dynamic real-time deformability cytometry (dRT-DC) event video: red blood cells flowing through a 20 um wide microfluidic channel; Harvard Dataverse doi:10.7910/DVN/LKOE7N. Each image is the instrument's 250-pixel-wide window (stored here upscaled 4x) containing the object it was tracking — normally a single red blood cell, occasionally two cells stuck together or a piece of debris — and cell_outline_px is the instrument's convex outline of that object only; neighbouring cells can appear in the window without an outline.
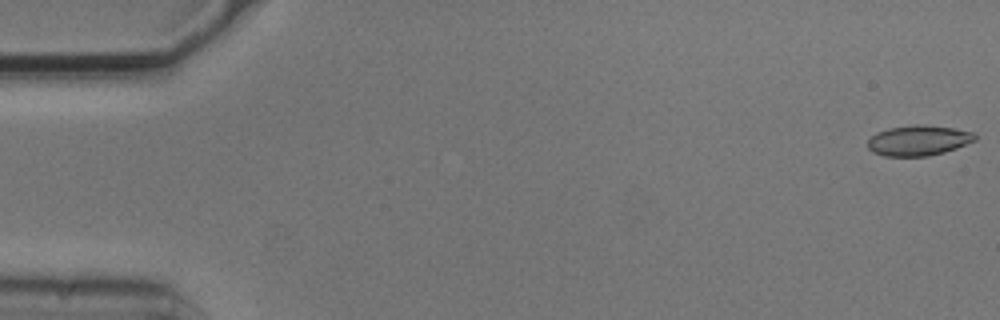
{"species": "common noctule bat (a hibernating species)", "species_latin": "Nyctalus noctula", "temperature_condition": "cold", "stored_images_in_passage": 5, "camera_frame_rate_fps": 3000, "um_per_image_px": 0.085, "animal": {"sex": "male", "body_mass_g": 20.5, "forearm_length_mm": 52.5}, "frame": {"image": 1, "passage_image": 1, "time_ms": 0.0, "image_size_px": [1000, 320], "cell_outline_px": [[976, 140], [956, 148], [944, 152], [928, 156], [884, 156], [872, 152], [868, 148], [868, 140], [876, 132], [888, 128], [916, 124], [924, 124], [952, 128], [972, 132], [976, 136]], "centroid_in_image_um": [78.04, 11.94], "position_along_channel_um": 7.0, "area_um2": 18.96}}
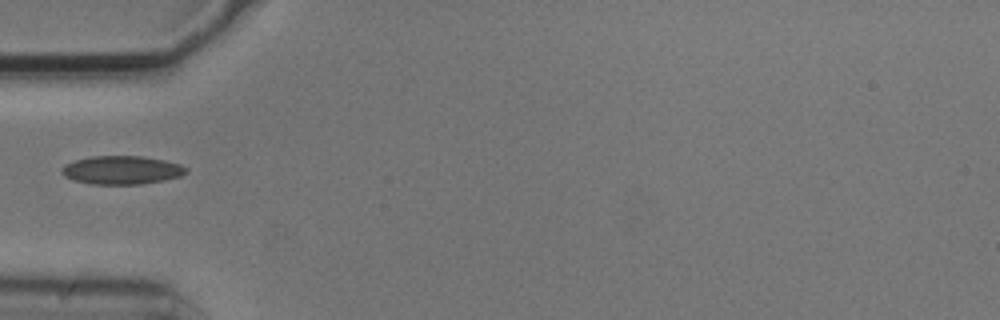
{"frame": {"image": 2, "passage_image": 4, "time_ms": 1.0, "image_size_px": [1000, 320], "cell_outline_px": [[188, 172], [180, 176], [164, 180], [140, 184], [92, 184], [72, 180], [64, 176], [60, 172], [60, 168], [64, 164], [76, 160], [92, 156], [144, 156], [164, 160], [180, 164], [188, 168]], "centroid_in_image_um": [10.33, 14.45], "position_along_channel_um": 74.7, "area_um2": 20.75}}
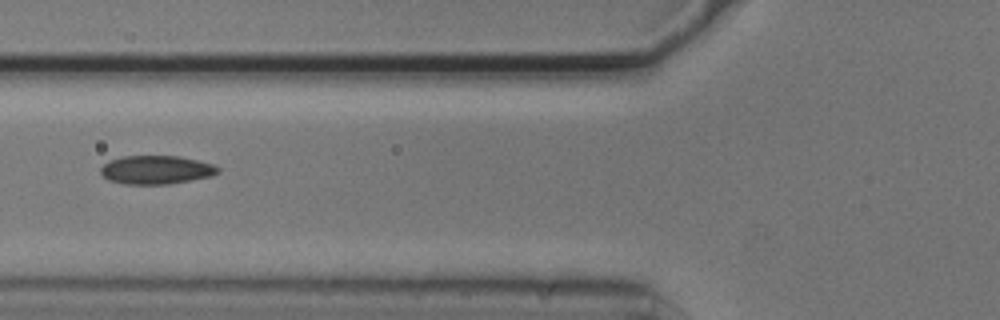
{"frame": {"image": 3, "passage_image": 5, "time_ms": 1.333, "image_size_px": [1000, 320], "cell_outline_px": [[220, 172], [212, 176], [168, 184], [124, 184], [108, 180], [100, 172], [100, 168], [108, 160], [124, 156], [180, 156], [212, 164], [220, 168]], "centroid_in_image_um": [13.27, 14.43], "position_along_channel_um": 112.5, "area_um2": 19.54}}